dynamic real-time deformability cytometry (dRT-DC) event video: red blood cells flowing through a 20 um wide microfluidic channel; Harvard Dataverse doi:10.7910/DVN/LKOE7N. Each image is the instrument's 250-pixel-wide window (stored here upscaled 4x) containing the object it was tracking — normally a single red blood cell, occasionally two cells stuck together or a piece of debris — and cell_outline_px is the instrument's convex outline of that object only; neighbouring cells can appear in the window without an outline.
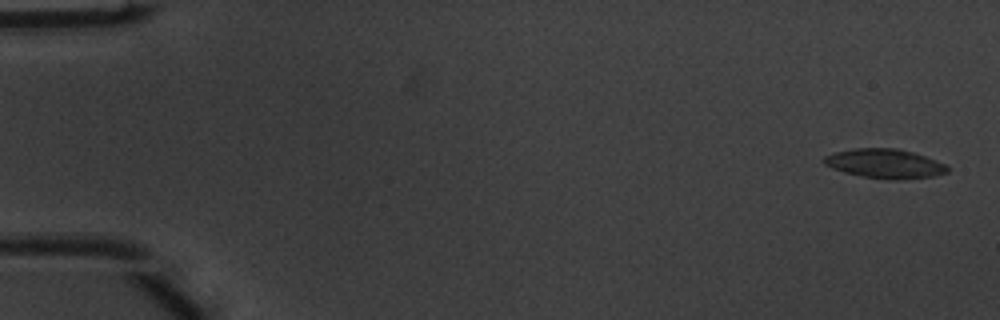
{"species": "common noctule bat (a hibernating species)", "species_latin": "Nyctalus noctula", "temperature_condition": "warm", "stored_images_in_passage": 51, "camera_frame_rate_fps": 3000, "um_per_image_px": 0.085, "animal": {"sex": "male", "body_mass_g": 20.1, "forearm_length_mm": 53.5}, "frame": {"image": 1, "passage_image": 2, "time_ms": 0.333, "image_size_px": [1000, 320], "cell_outline_px": [[948, 172], [936, 176], [888, 180], [864, 176], [844, 172], [832, 168], [824, 164], [820, 160], [824, 156], [836, 152], [856, 148], [896, 148], [912, 152], [924, 156], [944, 164], [948, 168]], "centroid_in_image_um": [75.17, 13.9], "position_along_channel_um": 9.8, "area_um2": 20.87}}
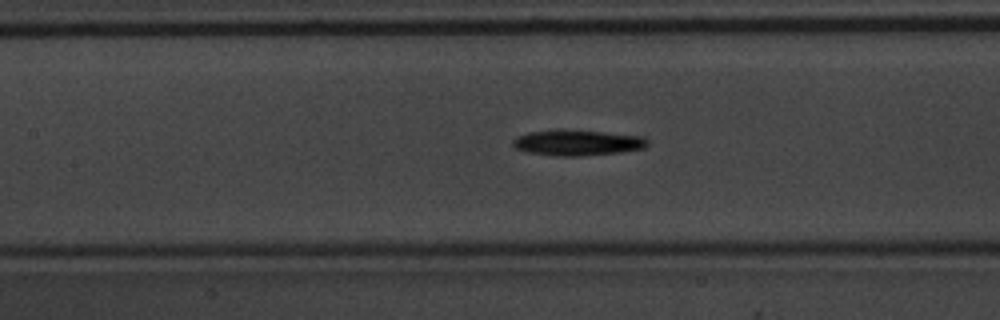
{"frame": {"image": 2, "passage_image": 24, "time_ms": 7.667, "image_size_px": [1000, 320], "cell_outline_px": [[648, 144], [644, 148], [620, 152], [580, 156], [556, 156], [528, 152], [516, 148], [512, 144], [512, 140], [516, 136], [528, 132], [560, 128], [564, 128], [644, 136], [648, 140]], "centroid_in_image_um": [49.05, 12.1], "position_along_channel_um": 158.3, "area_um2": 20.52}}
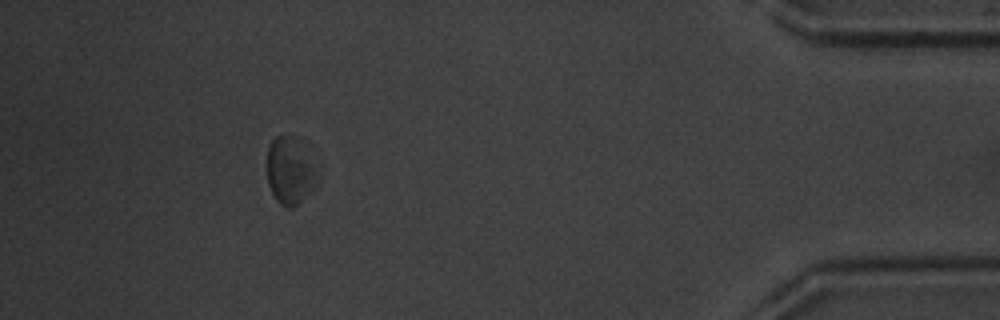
{"frame": {"image": 3, "passage_image": 47, "time_ms": 15.333, "image_size_px": [1000, 320], "cell_outline_px": [[320, 176], [312, 188], [292, 208], [288, 208], [280, 204], [276, 200], [268, 184], [268, 148], [272, 140], [276, 136], [292, 136]], "centroid_in_image_um": [24.6, 14.57], "position_along_channel_um": 410.6, "area_um2": 18.55}, "authors_computed_cell_mechanics": {"area_um2": 19.7098, "velocity_mm_per_s": 3.983, "shape_relaxation_time_tau1_ms": 1.7957, "shape_relaxation_time_tau2_ms": null, "deformation_change_tau1": 0.1199, "deformation_change_tau2": null}}